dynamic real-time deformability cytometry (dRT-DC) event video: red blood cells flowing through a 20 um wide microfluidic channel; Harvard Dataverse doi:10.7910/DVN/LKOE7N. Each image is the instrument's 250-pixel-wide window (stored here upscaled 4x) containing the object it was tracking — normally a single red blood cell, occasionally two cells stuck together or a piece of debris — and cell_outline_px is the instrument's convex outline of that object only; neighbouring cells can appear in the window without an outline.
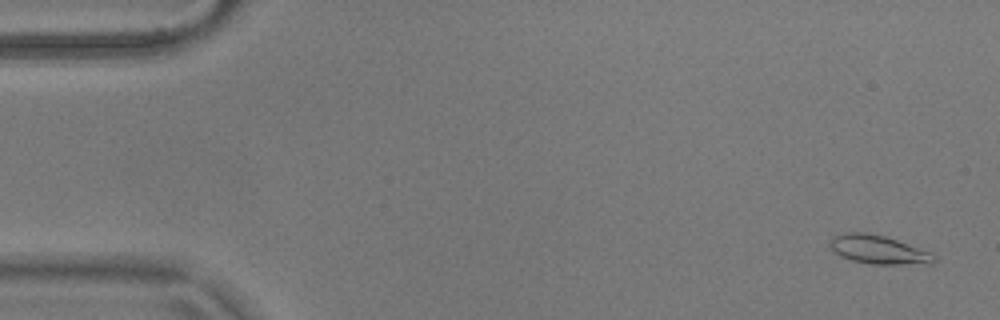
{"species": "common noctule bat (a hibernating species)", "species_latin": "Nyctalus noctula", "temperature_condition": "warm", "stored_images_in_passage": 56, "camera_frame_rate_fps": 3000, "um_per_image_px": 0.085, "animal": {"sex": "male", "body_mass_g": 17.9}, "frame": {"image": 1, "passage_image": 3, "time_ms": 0.667, "image_size_px": [1000, 320], "cell_outline_px": [[936, 260], [932, 264], [872, 264], [852, 260], [840, 256], [828, 244], [832, 236], [840, 232], [864, 232], [884, 236], [932, 252], [936, 256]], "centroid_in_image_um": [74.67, 21.21], "position_along_channel_um": 10.3, "area_um2": 17.46}}
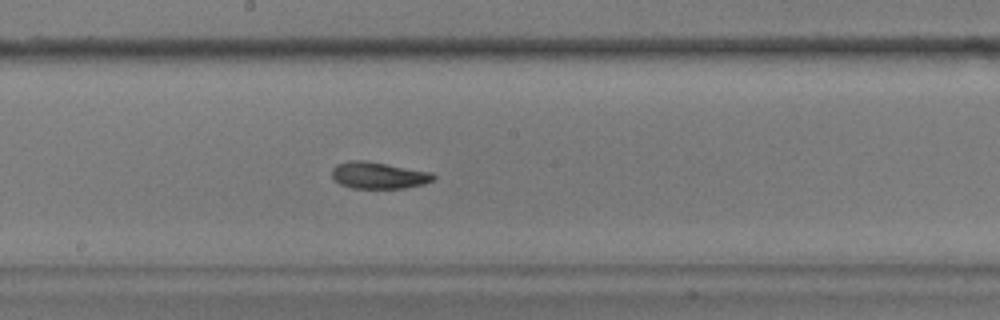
{"frame": {"image": 2, "passage_image": 30, "time_ms": 9.667, "image_size_px": [1000, 320], "cell_outline_px": [[436, 176], [432, 180], [424, 184], [404, 188], [352, 188], [340, 184], [332, 176], [332, 168], [336, 164], [348, 160], [368, 160], [432, 172]], "centroid_in_image_um": [32.17, 14.89], "position_along_channel_um": 216.0, "area_um2": 15.95}}
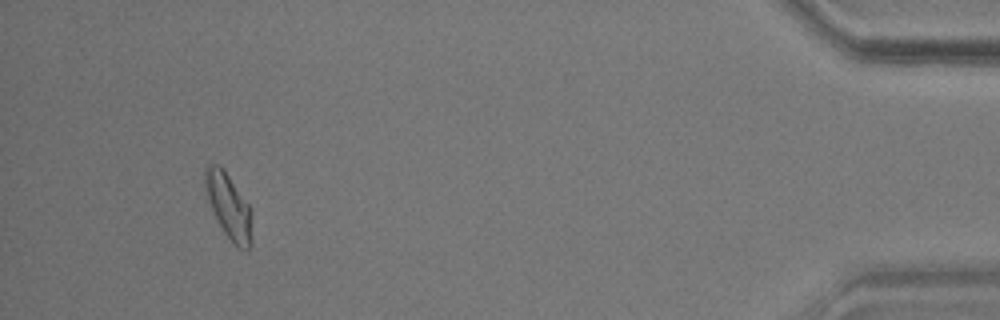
{"frame": {"image": 3, "passage_image": 52, "time_ms": 17.0, "image_size_px": [1000, 320], "cell_outline_px": [[252, 244], [248, 252], [232, 244], [224, 232], [208, 200], [204, 184], [204, 172], [208, 164], [216, 164], [228, 176], [252, 208]], "centroid_in_image_um": [19.49, 17.6], "position_along_channel_um": 415.7, "area_um2": 17.74}, "authors_computed_cell_mechanics": {"area_um2": 16.4441, "velocity_mm_per_s": 3.6648, "shape_relaxation_time_tau1_ms": 4.6656, "shape_relaxation_time_tau2_ms": 4.6014, "deformation_change_tau1": 0.1497, "deformation_change_tau2": 0.1186}}